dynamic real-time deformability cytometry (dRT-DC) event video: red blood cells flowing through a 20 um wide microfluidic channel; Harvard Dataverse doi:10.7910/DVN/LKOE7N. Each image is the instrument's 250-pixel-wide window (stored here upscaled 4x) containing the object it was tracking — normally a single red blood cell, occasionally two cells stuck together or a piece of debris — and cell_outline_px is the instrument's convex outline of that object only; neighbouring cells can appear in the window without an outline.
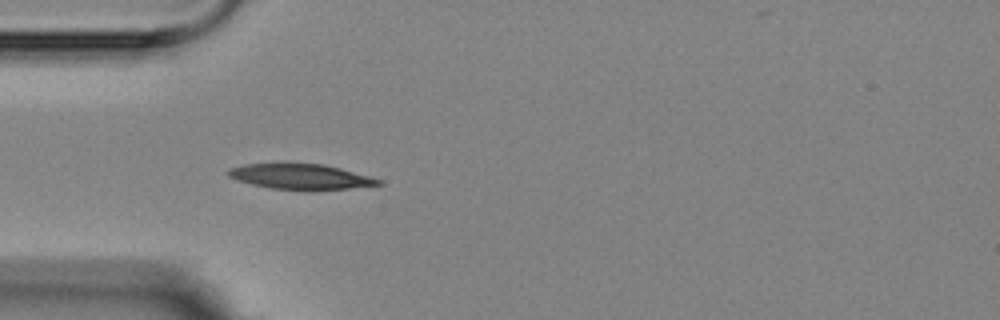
{"species": "Egyptian fruit bat (a non-hibernating species)", "species_latin": "Rousettus aegyptiacus", "temperature_condition": "room temperature", "stored_images_in_passage": 4, "camera_frame_rate_fps": 3000, "um_per_image_px": 0.085, "animal": {"sex": "female"}, "frame": {"image": 1, "passage_image": 4, "time_ms": 5.0, "image_size_px": [1000, 320], "cell_outline_px": [[384, 184], [348, 188], [272, 188], [252, 184], [228, 176], [228, 168], [244, 164], [324, 164], [340, 168], [368, 176], [380, 180]], "centroid_in_image_um": [25.52, 14.98], "position_along_channel_um": 59.5, "area_um2": 21.04}}